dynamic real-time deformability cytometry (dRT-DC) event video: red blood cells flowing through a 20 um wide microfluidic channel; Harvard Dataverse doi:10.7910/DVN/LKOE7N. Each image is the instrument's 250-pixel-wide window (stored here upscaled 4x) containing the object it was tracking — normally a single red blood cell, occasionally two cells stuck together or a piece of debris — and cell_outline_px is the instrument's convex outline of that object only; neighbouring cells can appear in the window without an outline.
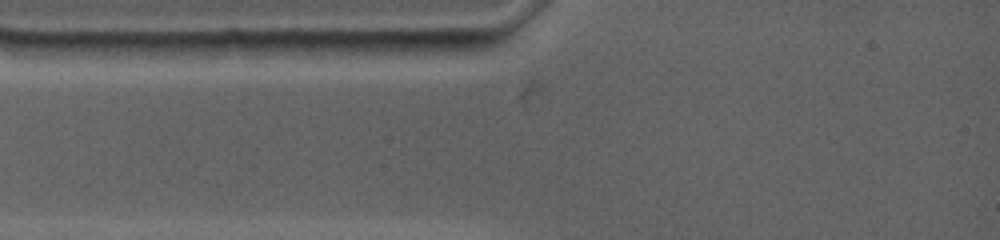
{"species": "common noctule bat (a hibernating species)", "species_latin": "Nyctalus noctula", "temperature_condition": "warm", "stored_images_in_passage": 3, "camera_frame_rate_fps": 4500, "um_per_image_px": 0.085, "animal": {"sex": "female", "body_mass_g": 19.0, "forearm_length_mm": 53.3}, "frame": {"image": 1, "passage_image": 1, "time_ms": 0.0, "image_size_px": [1000, 240], "cell_outline_px": [[496, 44], [488, 48], [464, 56], [420, 60], [384, 52], [360, 44], [364, 40], [492, 40]], "centroid_in_image_um": [36.49, 4.06], "position_along_channel_um": 48.5, "area_um2": 13.58}}